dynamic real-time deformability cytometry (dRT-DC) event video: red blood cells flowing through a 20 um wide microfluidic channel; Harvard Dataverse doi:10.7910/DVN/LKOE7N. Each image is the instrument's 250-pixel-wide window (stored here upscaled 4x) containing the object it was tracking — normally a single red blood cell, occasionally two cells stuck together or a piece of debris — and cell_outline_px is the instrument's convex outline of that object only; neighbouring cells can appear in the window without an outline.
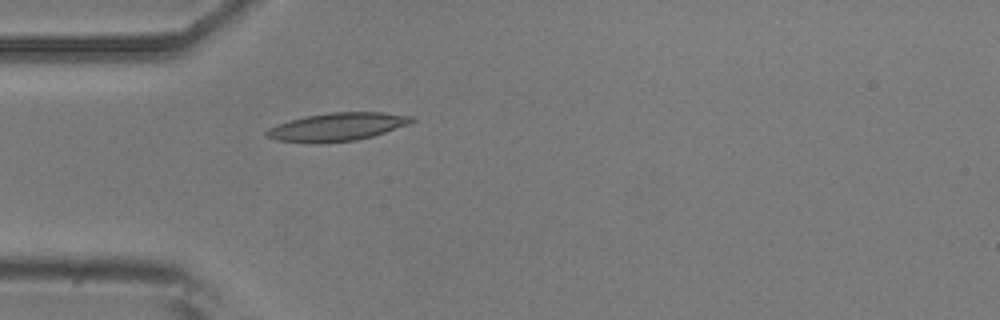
{"species": "common noctule bat (a hibernating species)", "species_latin": "Nyctalus noctula", "temperature_condition": "room temperature", "stored_images_in_passage": 5, "camera_frame_rate_fps": 3000, "um_per_image_px": 0.085, "animal": {"sex": "male", "body_mass_g": 20.5, "forearm_length_mm": 52.5}, "frame": {"image": 1, "passage_image": 5, "time_ms": 4.667, "image_size_px": [1000, 320], "cell_outline_px": [[416, 120], [408, 124], [372, 136], [356, 140], [276, 140], [268, 136], [264, 132], [268, 128], [292, 120], [308, 116], [332, 112], [380, 112], [412, 116]], "centroid_in_image_um": [28.75, 10.73], "position_along_channel_um": 56.2, "area_um2": 22.31}}